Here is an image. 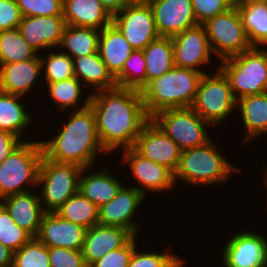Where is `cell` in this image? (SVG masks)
I'll return each instance as SVG.
<instances>
[{
  "label": "cell",
  "mask_w": 267,
  "mask_h": 267,
  "mask_svg": "<svg viewBox=\"0 0 267 267\" xmlns=\"http://www.w3.org/2000/svg\"><path fill=\"white\" fill-rule=\"evenodd\" d=\"M97 135L109 154L132 148L143 127L151 120L142 100L141 91L115 87L90 93Z\"/></svg>",
  "instance_id": "obj_1"
},
{
  "label": "cell",
  "mask_w": 267,
  "mask_h": 267,
  "mask_svg": "<svg viewBox=\"0 0 267 267\" xmlns=\"http://www.w3.org/2000/svg\"><path fill=\"white\" fill-rule=\"evenodd\" d=\"M69 113L55 137L41 141L43 155L57 163L92 167L99 154H108L97 135L95 114L90 106Z\"/></svg>",
  "instance_id": "obj_2"
},
{
  "label": "cell",
  "mask_w": 267,
  "mask_h": 267,
  "mask_svg": "<svg viewBox=\"0 0 267 267\" xmlns=\"http://www.w3.org/2000/svg\"><path fill=\"white\" fill-rule=\"evenodd\" d=\"M202 72L174 66L151 80L142 90V100L151 118L159 111L192 107Z\"/></svg>",
  "instance_id": "obj_3"
},
{
  "label": "cell",
  "mask_w": 267,
  "mask_h": 267,
  "mask_svg": "<svg viewBox=\"0 0 267 267\" xmlns=\"http://www.w3.org/2000/svg\"><path fill=\"white\" fill-rule=\"evenodd\" d=\"M211 139L206 144L181 151L180 163L174 173V183L177 180L194 184L193 186L216 185L225 183L232 173L240 172L214 146Z\"/></svg>",
  "instance_id": "obj_4"
},
{
  "label": "cell",
  "mask_w": 267,
  "mask_h": 267,
  "mask_svg": "<svg viewBox=\"0 0 267 267\" xmlns=\"http://www.w3.org/2000/svg\"><path fill=\"white\" fill-rule=\"evenodd\" d=\"M218 61V68L228 79L237 100L267 92V49L264 47H251Z\"/></svg>",
  "instance_id": "obj_5"
},
{
  "label": "cell",
  "mask_w": 267,
  "mask_h": 267,
  "mask_svg": "<svg viewBox=\"0 0 267 267\" xmlns=\"http://www.w3.org/2000/svg\"><path fill=\"white\" fill-rule=\"evenodd\" d=\"M41 140L23 142L0 162V199L31 190L24 185L37 186L43 158Z\"/></svg>",
  "instance_id": "obj_6"
},
{
  "label": "cell",
  "mask_w": 267,
  "mask_h": 267,
  "mask_svg": "<svg viewBox=\"0 0 267 267\" xmlns=\"http://www.w3.org/2000/svg\"><path fill=\"white\" fill-rule=\"evenodd\" d=\"M215 74H203L200 79L192 109L214 127L222 123L237 108L228 79L216 68Z\"/></svg>",
  "instance_id": "obj_7"
},
{
  "label": "cell",
  "mask_w": 267,
  "mask_h": 267,
  "mask_svg": "<svg viewBox=\"0 0 267 267\" xmlns=\"http://www.w3.org/2000/svg\"><path fill=\"white\" fill-rule=\"evenodd\" d=\"M75 164L57 163L43 156L38 176L40 201L45 212H55L78 192L82 172Z\"/></svg>",
  "instance_id": "obj_8"
},
{
  "label": "cell",
  "mask_w": 267,
  "mask_h": 267,
  "mask_svg": "<svg viewBox=\"0 0 267 267\" xmlns=\"http://www.w3.org/2000/svg\"><path fill=\"white\" fill-rule=\"evenodd\" d=\"M151 120L181 150L202 146L212 139L207 131V126L211 124L203 120L191 107L165 109L153 115Z\"/></svg>",
  "instance_id": "obj_9"
},
{
  "label": "cell",
  "mask_w": 267,
  "mask_h": 267,
  "mask_svg": "<svg viewBox=\"0 0 267 267\" xmlns=\"http://www.w3.org/2000/svg\"><path fill=\"white\" fill-rule=\"evenodd\" d=\"M202 25L205 28L212 53L219 56L220 60L242 53L252 47L235 5L228 11L208 19Z\"/></svg>",
  "instance_id": "obj_10"
},
{
  "label": "cell",
  "mask_w": 267,
  "mask_h": 267,
  "mask_svg": "<svg viewBox=\"0 0 267 267\" xmlns=\"http://www.w3.org/2000/svg\"><path fill=\"white\" fill-rule=\"evenodd\" d=\"M112 23L134 50H143L150 42L160 37L149 4H127L113 16Z\"/></svg>",
  "instance_id": "obj_11"
},
{
  "label": "cell",
  "mask_w": 267,
  "mask_h": 267,
  "mask_svg": "<svg viewBox=\"0 0 267 267\" xmlns=\"http://www.w3.org/2000/svg\"><path fill=\"white\" fill-rule=\"evenodd\" d=\"M171 38L175 66L205 74L200 68L211 63L213 53L204 26L198 24Z\"/></svg>",
  "instance_id": "obj_12"
},
{
  "label": "cell",
  "mask_w": 267,
  "mask_h": 267,
  "mask_svg": "<svg viewBox=\"0 0 267 267\" xmlns=\"http://www.w3.org/2000/svg\"><path fill=\"white\" fill-rule=\"evenodd\" d=\"M123 157L121 163H127L129 171L139 185L135 187L139 192L147 197L146 191L159 193L170 191L174 183V174L165 166L155 163L148 158L140 155L133 147L121 150ZM146 190V191H145Z\"/></svg>",
  "instance_id": "obj_13"
},
{
  "label": "cell",
  "mask_w": 267,
  "mask_h": 267,
  "mask_svg": "<svg viewBox=\"0 0 267 267\" xmlns=\"http://www.w3.org/2000/svg\"><path fill=\"white\" fill-rule=\"evenodd\" d=\"M223 249L224 267H267V240L255 232H238Z\"/></svg>",
  "instance_id": "obj_14"
},
{
  "label": "cell",
  "mask_w": 267,
  "mask_h": 267,
  "mask_svg": "<svg viewBox=\"0 0 267 267\" xmlns=\"http://www.w3.org/2000/svg\"><path fill=\"white\" fill-rule=\"evenodd\" d=\"M133 148L142 156L176 172L181 157L180 147L152 120L142 129Z\"/></svg>",
  "instance_id": "obj_15"
},
{
  "label": "cell",
  "mask_w": 267,
  "mask_h": 267,
  "mask_svg": "<svg viewBox=\"0 0 267 267\" xmlns=\"http://www.w3.org/2000/svg\"><path fill=\"white\" fill-rule=\"evenodd\" d=\"M146 198L135 187L123 186L109 202L99 207V224L118 226L138 236L140 223L133 218Z\"/></svg>",
  "instance_id": "obj_16"
},
{
  "label": "cell",
  "mask_w": 267,
  "mask_h": 267,
  "mask_svg": "<svg viewBox=\"0 0 267 267\" xmlns=\"http://www.w3.org/2000/svg\"><path fill=\"white\" fill-rule=\"evenodd\" d=\"M148 4L160 36L172 37L199 24L192 0H151Z\"/></svg>",
  "instance_id": "obj_17"
},
{
  "label": "cell",
  "mask_w": 267,
  "mask_h": 267,
  "mask_svg": "<svg viewBox=\"0 0 267 267\" xmlns=\"http://www.w3.org/2000/svg\"><path fill=\"white\" fill-rule=\"evenodd\" d=\"M66 22L63 16H25L18 26L24 40L39 54L59 47Z\"/></svg>",
  "instance_id": "obj_18"
},
{
  "label": "cell",
  "mask_w": 267,
  "mask_h": 267,
  "mask_svg": "<svg viewBox=\"0 0 267 267\" xmlns=\"http://www.w3.org/2000/svg\"><path fill=\"white\" fill-rule=\"evenodd\" d=\"M86 228L62 219L56 212H45L36 238L46 247L81 250Z\"/></svg>",
  "instance_id": "obj_19"
},
{
  "label": "cell",
  "mask_w": 267,
  "mask_h": 267,
  "mask_svg": "<svg viewBox=\"0 0 267 267\" xmlns=\"http://www.w3.org/2000/svg\"><path fill=\"white\" fill-rule=\"evenodd\" d=\"M133 237L129 230L118 226L97 224L87 229L81 249L86 266L125 246Z\"/></svg>",
  "instance_id": "obj_20"
},
{
  "label": "cell",
  "mask_w": 267,
  "mask_h": 267,
  "mask_svg": "<svg viewBox=\"0 0 267 267\" xmlns=\"http://www.w3.org/2000/svg\"><path fill=\"white\" fill-rule=\"evenodd\" d=\"M40 56L35 58L0 65V91L5 93L27 96L42 75Z\"/></svg>",
  "instance_id": "obj_21"
},
{
  "label": "cell",
  "mask_w": 267,
  "mask_h": 267,
  "mask_svg": "<svg viewBox=\"0 0 267 267\" xmlns=\"http://www.w3.org/2000/svg\"><path fill=\"white\" fill-rule=\"evenodd\" d=\"M28 191L7 196L2 199L3 206L19 227L32 237L38 235L42 217L45 213L40 196Z\"/></svg>",
  "instance_id": "obj_22"
},
{
  "label": "cell",
  "mask_w": 267,
  "mask_h": 267,
  "mask_svg": "<svg viewBox=\"0 0 267 267\" xmlns=\"http://www.w3.org/2000/svg\"><path fill=\"white\" fill-rule=\"evenodd\" d=\"M63 18L69 26L102 30L112 24L113 17L100 0H63Z\"/></svg>",
  "instance_id": "obj_23"
},
{
  "label": "cell",
  "mask_w": 267,
  "mask_h": 267,
  "mask_svg": "<svg viewBox=\"0 0 267 267\" xmlns=\"http://www.w3.org/2000/svg\"><path fill=\"white\" fill-rule=\"evenodd\" d=\"M133 50L123 34L113 23L101 30L98 51L101 59L114 78L122 71L124 62Z\"/></svg>",
  "instance_id": "obj_24"
},
{
  "label": "cell",
  "mask_w": 267,
  "mask_h": 267,
  "mask_svg": "<svg viewBox=\"0 0 267 267\" xmlns=\"http://www.w3.org/2000/svg\"><path fill=\"white\" fill-rule=\"evenodd\" d=\"M234 5L250 45L267 48V0H235Z\"/></svg>",
  "instance_id": "obj_25"
},
{
  "label": "cell",
  "mask_w": 267,
  "mask_h": 267,
  "mask_svg": "<svg viewBox=\"0 0 267 267\" xmlns=\"http://www.w3.org/2000/svg\"><path fill=\"white\" fill-rule=\"evenodd\" d=\"M87 169L88 168L82 169L79 178L78 192L98 207L111 201L124 186L117 177L110 175L105 168L98 170V172L96 170L95 172L93 171V173L85 174Z\"/></svg>",
  "instance_id": "obj_26"
},
{
  "label": "cell",
  "mask_w": 267,
  "mask_h": 267,
  "mask_svg": "<svg viewBox=\"0 0 267 267\" xmlns=\"http://www.w3.org/2000/svg\"><path fill=\"white\" fill-rule=\"evenodd\" d=\"M74 65V77L83 81L87 88L91 86L97 92L100 90H109L117 87L116 80L107 69V66L101 59L99 51L86 56L72 58Z\"/></svg>",
  "instance_id": "obj_27"
},
{
  "label": "cell",
  "mask_w": 267,
  "mask_h": 267,
  "mask_svg": "<svg viewBox=\"0 0 267 267\" xmlns=\"http://www.w3.org/2000/svg\"><path fill=\"white\" fill-rule=\"evenodd\" d=\"M237 108L246 131L243 142L251 143L256 137L267 134V92L239 98Z\"/></svg>",
  "instance_id": "obj_28"
},
{
  "label": "cell",
  "mask_w": 267,
  "mask_h": 267,
  "mask_svg": "<svg viewBox=\"0 0 267 267\" xmlns=\"http://www.w3.org/2000/svg\"><path fill=\"white\" fill-rule=\"evenodd\" d=\"M21 99L22 96L0 91V130L20 139L33 122L31 115L25 110L24 103L21 104Z\"/></svg>",
  "instance_id": "obj_29"
},
{
  "label": "cell",
  "mask_w": 267,
  "mask_h": 267,
  "mask_svg": "<svg viewBox=\"0 0 267 267\" xmlns=\"http://www.w3.org/2000/svg\"><path fill=\"white\" fill-rule=\"evenodd\" d=\"M143 53L146 65V85L175 66L171 37H158L143 49Z\"/></svg>",
  "instance_id": "obj_30"
},
{
  "label": "cell",
  "mask_w": 267,
  "mask_h": 267,
  "mask_svg": "<svg viewBox=\"0 0 267 267\" xmlns=\"http://www.w3.org/2000/svg\"><path fill=\"white\" fill-rule=\"evenodd\" d=\"M101 30L92 27L66 25L60 48L71 58L86 56L98 52Z\"/></svg>",
  "instance_id": "obj_31"
},
{
  "label": "cell",
  "mask_w": 267,
  "mask_h": 267,
  "mask_svg": "<svg viewBox=\"0 0 267 267\" xmlns=\"http://www.w3.org/2000/svg\"><path fill=\"white\" fill-rule=\"evenodd\" d=\"M82 82L79 81L76 77H71L62 81L45 83L47 89L49 90V95L51 99L56 103L57 109L64 112L65 110L71 111L73 110H81L87 108L90 103V94L87 95L86 100L84 99V103L80 106L81 98L83 97V89ZM72 108V109H71ZM76 108V109H75Z\"/></svg>",
  "instance_id": "obj_32"
},
{
  "label": "cell",
  "mask_w": 267,
  "mask_h": 267,
  "mask_svg": "<svg viewBox=\"0 0 267 267\" xmlns=\"http://www.w3.org/2000/svg\"><path fill=\"white\" fill-rule=\"evenodd\" d=\"M62 219L89 229L99 224V207L80 192L73 194L55 211Z\"/></svg>",
  "instance_id": "obj_33"
},
{
  "label": "cell",
  "mask_w": 267,
  "mask_h": 267,
  "mask_svg": "<svg viewBox=\"0 0 267 267\" xmlns=\"http://www.w3.org/2000/svg\"><path fill=\"white\" fill-rule=\"evenodd\" d=\"M37 55L18 28L0 31V65L27 61Z\"/></svg>",
  "instance_id": "obj_34"
},
{
  "label": "cell",
  "mask_w": 267,
  "mask_h": 267,
  "mask_svg": "<svg viewBox=\"0 0 267 267\" xmlns=\"http://www.w3.org/2000/svg\"><path fill=\"white\" fill-rule=\"evenodd\" d=\"M117 87L141 91L146 86V65L143 50L135 49L115 77Z\"/></svg>",
  "instance_id": "obj_35"
},
{
  "label": "cell",
  "mask_w": 267,
  "mask_h": 267,
  "mask_svg": "<svg viewBox=\"0 0 267 267\" xmlns=\"http://www.w3.org/2000/svg\"><path fill=\"white\" fill-rule=\"evenodd\" d=\"M60 51V52H59ZM62 50L49 51L47 57H41V70L46 83L62 81L74 77V65L72 58ZM45 74V75H44Z\"/></svg>",
  "instance_id": "obj_36"
},
{
  "label": "cell",
  "mask_w": 267,
  "mask_h": 267,
  "mask_svg": "<svg viewBox=\"0 0 267 267\" xmlns=\"http://www.w3.org/2000/svg\"><path fill=\"white\" fill-rule=\"evenodd\" d=\"M12 267H50L48 247L32 237L13 253Z\"/></svg>",
  "instance_id": "obj_37"
},
{
  "label": "cell",
  "mask_w": 267,
  "mask_h": 267,
  "mask_svg": "<svg viewBox=\"0 0 267 267\" xmlns=\"http://www.w3.org/2000/svg\"><path fill=\"white\" fill-rule=\"evenodd\" d=\"M32 236L15 224L9 212L3 206L0 209V243L16 252L25 245Z\"/></svg>",
  "instance_id": "obj_38"
},
{
  "label": "cell",
  "mask_w": 267,
  "mask_h": 267,
  "mask_svg": "<svg viewBox=\"0 0 267 267\" xmlns=\"http://www.w3.org/2000/svg\"><path fill=\"white\" fill-rule=\"evenodd\" d=\"M25 16H63V0H16Z\"/></svg>",
  "instance_id": "obj_39"
},
{
  "label": "cell",
  "mask_w": 267,
  "mask_h": 267,
  "mask_svg": "<svg viewBox=\"0 0 267 267\" xmlns=\"http://www.w3.org/2000/svg\"><path fill=\"white\" fill-rule=\"evenodd\" d=\"M164 252H138L136 247L130 258L128 267H171L180 258V256L175 257L169 250Z\"/></svg>",
  "instance_id": "obj_40"
},
{
  "label": "cell",
  "mask_w": 267,
  "mask_h": 267,
  "mask_svg": "<svg viewBox=\"0 0 267 267\" xmlns=\"http://www.w3.org/2000/svg\"><path fill=\"white\" fill-rule=\"evenodd\" d=\"M234 4L235 0H192L193 11L199 24L228 11Z\"/></svg>",
  "instance_id": "obj_41"
},
{
  "label": "cell",
  "mask_w": 267,
  "mask_h": 267,
  "mask_svg": "<svg viewBox=\"0 0 267 267\" xmlns=\"http://www.w3.org/2000/svg\"><path fill=\"white\" fill-rule=\"evenodd\" d=\"M136 238L137 236H134L125 246L108 252L88 267H128L130 258L137 246Z\"/></svg>",
  "instance_id": "obj_42"
},
{
  "label": "cell",
  "mask_w": 267,
  "mask_h": 267,
  "mask_svg": "<svg viewBox=\"0 0 267 267\" xmlns=\"http://www.w3.org/2000/svg\"><path fill=\"white\" fill-rule=\"evenodd\" d=\"M50 267H87L81 250L48 247Z\"/></svg>",
  "instance_id": "obj_43"
},
{
  "label": "cell",
  "mask_w": 267,
  "mask_h": 267,
  "mask_svg": "<svg viewBox=\"0 0 267 267\" xmlns=\"http://www.w3.org/2000/svg\"><path fill=\"white\" fill-rule=\"evenodd\" d=\"M22 17L16 0H0V31L18 28Z\"/></svg>",
  "instance_id": "obj_44"
},
{
  "label": "cell",
  "mask_w": 267,
  "mask_h": 267,
  "mask_svg": "<svg viewBox=\"0 0 267 267\" xmlns=\"http://www.w3.org/2000/svg\"><path fill=\"white\" fill-rule=\"evenodd\" d=\"M22 139L0 130V162L6 159L21 143Z\"/></svg>",
  "instance_id": "obj_45"
},
{
  "label": "cell",
  "mask_w": 267,
  "mask_h": 267,
  "mask_svg": "<svg viewBox=\"0 0 267 267\" xmlns=\"http://www.w3.org/2000/svg\"><path fill=\"white\" fill-rule=\"evenodd\" d=\"M100 2L112 17L128 4L126 0H100Z\"/></svg>",
  "instance_id": "obj_46"
},
{
  "label": "cell",
  "mask_w": 267,
  "mask_h": 267,
  "mask_svg": "<svg viewBox=\"0 0 267 267\" xmlns=\"http://www.w3.org/2000/svg\"><path fill=\"white\" fill-rule=\"evenodd\" d=\"M13 251L0 243V267H12Z\"/></svg>",
  "instance_id": "obj_47"
},
{
  "label": "cell",
  "mask_w": 267,
  "mask_h": 267,
  "mask_svg": "<svg viewBox=\"0 0 267 267\" xmlns=\"http://www.w3.org/2000/svg\"><path fill=\"white\" fill-rule=\"evenodd\" d=\"M264 171H263V183L265 185V189H267V166L265 165L264 167ZM267 192V191H266ZM267 196V195H266ZM267 200V199H266ZM267 203V201H266ZM267 205V204H266ZM267 207V206H266Z\"/></svg>",
  "instance_id": "obj_48"
},
{
  "label": "cell",
  "mask_w": 267,
  "mask_h": 267,
  "mask_svg": "<svg viewBox=\"0 0 267 267\" xmlns=\"http://www.w3.org/2000/svg\"><path fill=\"white\" fill-rule=\"evenodd\" d=\"M185 264V260L179 258L171 267H183Z\"/></svg>",
  "instance_id": "obj_49"
},
{
  "label": "cell",
  "mask_w": 267,
  "mask_h": 267,
  "mask_svg": "<svg viewBox=\"0 0 267 267\" xmlns=\"http://www.w3.org/2000/svg\"><path fill=\"white\" fill-rule=\"evenodd\" d=\"M128 4H132V3H145L148 4L151 0H126Z\"/></svg>",
  "instance_id": "obj_50"
},
{
  "label": "cell",
  "mask_w": 267,
  "mask_h": 267,
  "mask_svg": "<svg viewBox=\"0 0 267 267\" xmlns=\"http://www.w3.org/2000/svg\"><path fill=\"white\" fill-rule=\"evenodd\" d=\"M3 207L2 200L0 199V209Z\"/></svg>",
  "instance_id": "obj_51"
}]
</instances>
